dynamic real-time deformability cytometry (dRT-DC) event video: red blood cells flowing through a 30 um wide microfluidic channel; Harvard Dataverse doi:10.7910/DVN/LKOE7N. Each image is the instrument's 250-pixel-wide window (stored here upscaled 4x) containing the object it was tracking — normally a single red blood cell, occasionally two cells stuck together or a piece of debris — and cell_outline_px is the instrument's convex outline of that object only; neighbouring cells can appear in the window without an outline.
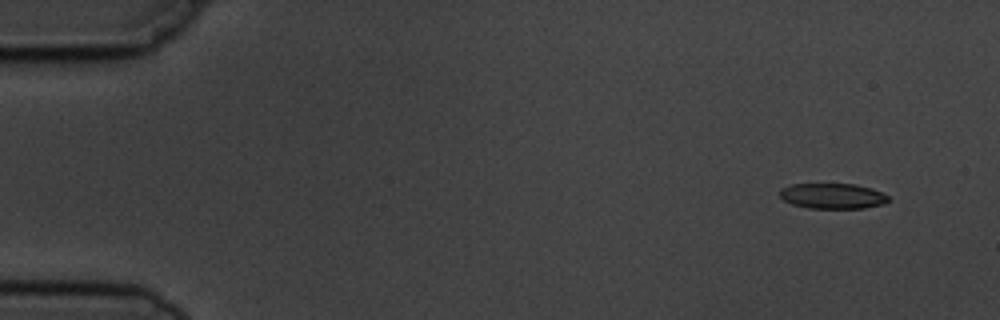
{"species": "common noctule bat (a hibernating species)", "species_latin": "Nyctalus noctula", "temperature_condition": "cold", "stored_images_in_passage": 15, "camera_frame_rate_fps": 3000, "um_per_image_px": 0.085, "animal": {"sex": "male", "body_mass_g": 19.5, "forearm_length_mm": 54.6}, "frame": {"image": 1, "passage_image": 2, "time_ms": 1.0, "image_size_px": [1000, 320], "cell_outline_px": [[888, 200], [884, 204], [864, 208], [808, 208], [792, 204], [784, 200], [780, 196], [780, 188], [788, 184], [856, 184], [872, 188], [888, 196]], "centroid_in_image_um": [70.75, 16.65], "position_along_channel_um": 14.3, "area_um2": 16.13}}
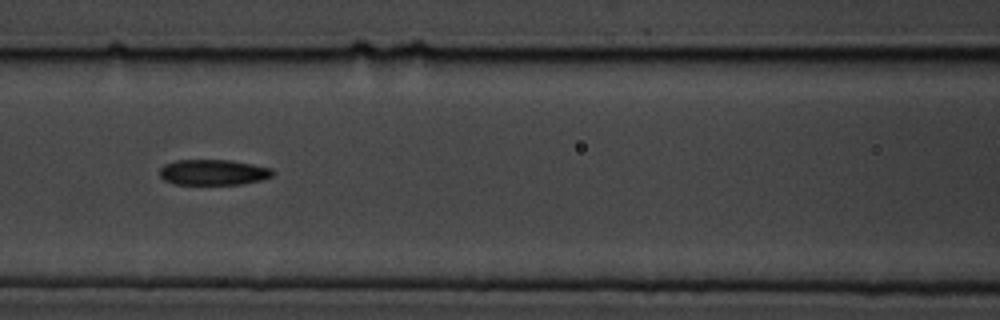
{"frame": {"image": 2, "passage_image": 7, "time_ms": 7.667, "image_size_px": [1000, 320], "cell_outline_px": [[276, 172], [272, 176], [260, 180], [240, 184], [172, 184], [164, 180], [160, 176], [160, 168], [164, 164], [176, 160], [232, 160], [272, 168]], "centroid_in_image_um": [18.12, 14.64], "position_along_channel_um": 148.5, "area_um2": 16.94}}
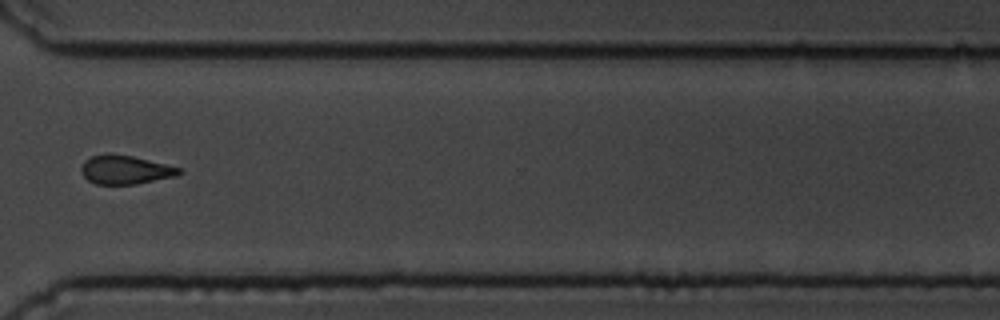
{"frame": {"image": 3, "passage_image": 12, "time_ms": 13.333, "image_size_px": [1000, 320], "cell_outline_px": [[184, 172], [176, 176], [136, 184], [96, 184], [88, 180], [84, 176], [80, 168], [84, 160], [92, 156], [108, 152], [132, 156], [180, 168]], "centroid_in_image_um": [10.62, 14.42], "position_along_channel_um": 360.0, "area_um2": 16.42}, "authors_computed_cell_mechanics": {"area_um2": 16.9354, "velocity_mm_per_s": 3.7471, "shape_relaxation_time_tau1_ms": 3.9668, "shape_relaxation_time_tau2_ms": 5.6075, "deformation_change_tau1": 0.095, "deformation_change_tau2": 0.107}}